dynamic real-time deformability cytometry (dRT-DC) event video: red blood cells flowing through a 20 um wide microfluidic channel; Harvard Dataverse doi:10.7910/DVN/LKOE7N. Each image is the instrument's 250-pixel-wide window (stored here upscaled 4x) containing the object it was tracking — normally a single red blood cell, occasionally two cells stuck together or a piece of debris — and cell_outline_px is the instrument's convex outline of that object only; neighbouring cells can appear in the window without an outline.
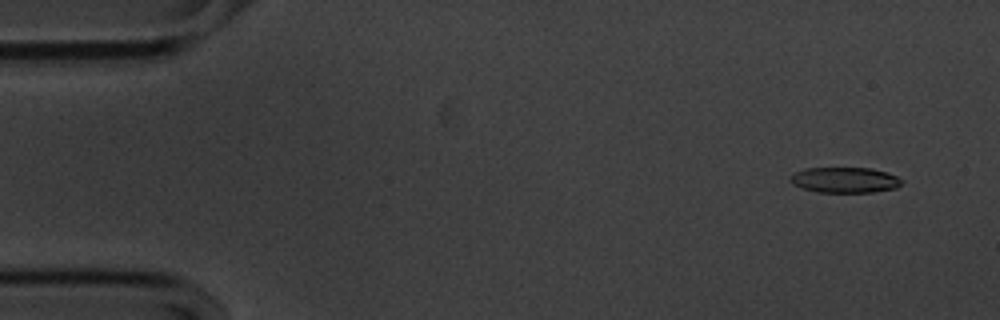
{"species": "common noctule bat (a hibernating species)", "species_latin": "Nyctalus noctula", "temperature_condition": "cold", "stored_images_in_passage": 56, "camera_frame_rate_fps": 3000, "um_per_image_px": 0.085, "animal": {"sex": "male", "body_mass_g": 20.1, "forearm_length_mm": 53.5}, "frame": {"image": 1, "passage_image": 4, "time_ms": 1.0, "image_size_px": [1000, 320], "cell_outline_px": [[904, 180], [896, 188], [872, 192], [816, 192], [800, 188], [792, 184], [788, 180], [796, 172], [804, 168], [872, 168], [888, 172]], "centroid_in_image_um": [71.8, 15.3], "position_along_channel_um": 13.2, "area_um2": 16.7}}
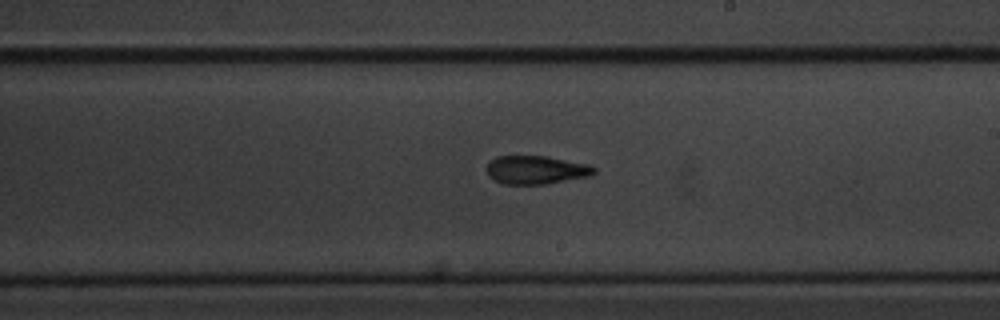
{"frame": {"image": 2, "passage_image": 32, "time_ms": 10.333, "image_size_px": [1000, 320], "cell_outline_px": [[596, 172], [592, 176], [548, 184], [504, 184], [488, 176], [488, 164], [496, 156], [548, 156], [592, 164], [596, 168]], "centroid_in_image_um": [45.67, 14.44], "position_along_channel_um": 243.3, "area_um2": 18.03}}
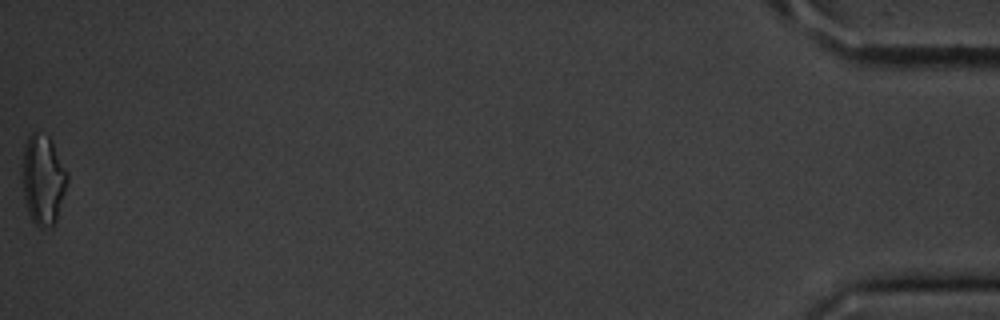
{"frame": {"image": 3, "passage_image": 56, "time_ms": 18.333, "image_size_px": [1000, 320], "cell_outline_px": [[68, 180], [56, 220], [52, 228], [40, 228], [32, 220], [28, 212], [24, 200], [20, 172], [24, 144], [28, 136], [36, 128], [48, 136], [52, 140], [68, 172]], "centroid_in_image_um": [3.63, 15.22], "position_along_channel_um": 431.6, "area_um2": 24.39}, "authors_computed_cell_mechanics": {"area_um2": 17.8024, "velocity_mm_per_s": 3.5824, "shape_relaxation_time_tau1_ms": 8.8057, "shape_relaxation_time_tau2_ms": 8.186, "deformation_change_tau1": 0.2271, "deformation_change_tau2": 0.1791}}